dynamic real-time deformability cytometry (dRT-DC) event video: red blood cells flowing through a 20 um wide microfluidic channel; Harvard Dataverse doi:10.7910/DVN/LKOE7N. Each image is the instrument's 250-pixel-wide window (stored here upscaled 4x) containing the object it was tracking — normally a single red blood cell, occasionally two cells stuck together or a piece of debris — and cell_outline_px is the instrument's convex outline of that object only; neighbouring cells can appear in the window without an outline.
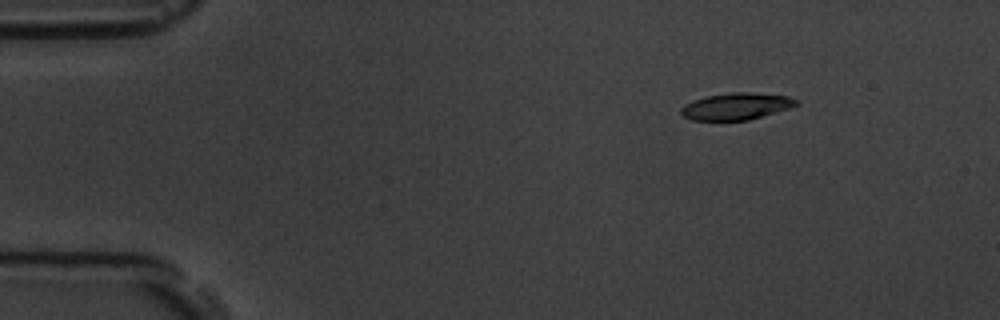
{"species": "common noctule bat (a hibernating species)", "species_latin": "Nyctalus noctula", "temperature_condition": "room temperature", "stored_images_in_passage": 3, "camera_frame_rate_fps": 3000, "um_per_image_px": 0.085, "animal": {"sex": "male", "body_mass_g": 19.5, "forearm_length_mm": 54.6}, "frame": {"image": 1, "passage_image": 1, "time_ms": 0.0, "image_size_px": [1000, 320], "cell_outline_px": [[800, 104], [788, 108], [748, 120], [692, 120], [684, 116], [680, 112], [680, 108], [684, 104], [692, 100], [708, 96], [732, 92], [748, 92], [788, 96], [796, 100]], "centroid_in_image_um": [62.54, 9.03], "position_along_channel_um": 22.5, "area_um2": 17.8}}